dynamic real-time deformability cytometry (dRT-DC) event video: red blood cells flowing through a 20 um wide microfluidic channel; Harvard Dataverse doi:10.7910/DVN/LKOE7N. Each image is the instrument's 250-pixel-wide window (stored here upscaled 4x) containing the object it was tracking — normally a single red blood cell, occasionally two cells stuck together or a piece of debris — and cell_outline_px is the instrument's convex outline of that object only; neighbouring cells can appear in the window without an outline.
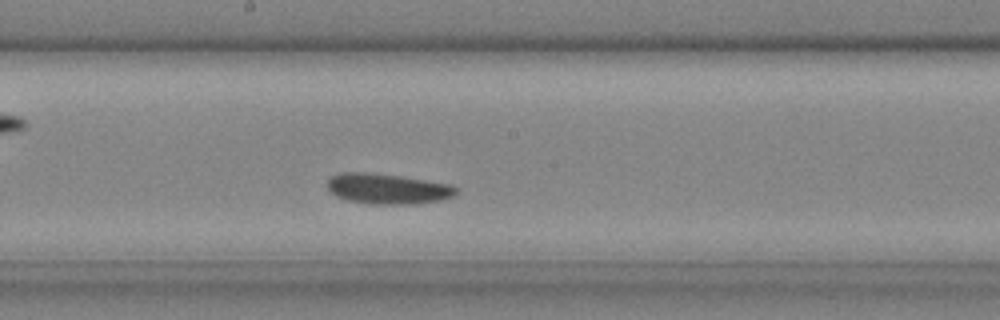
{"species": "common noctule bat (a hibernating species)", "species_latin": "Nyctalus noctula", "temperature_condition": "cold", "stored_images_in_passage": 28, "camera_frame_rate_fps": 3000, "um_per_image_px": 0.085, "animal": {"sex": "male", "body_mass_g": 20.4}, "frame": {"image": 1, "passage_image": 13, "time_ms": 4.0, "image_size_px": [1000, 320], "cell_outline_px": [[456, 192], [452, 196], [444, 200], [416, 204], [368, 204], [348, 200], [336, 196], [328, 188], [328, 180], [332, 176], [340, 172], [372, 172], [400, 176], [452, 184], [456, 188]], "centroid_in_image_um": [32.96, 16.04], "position_along_channel_um": 215.2, "area_um2": 22.95}}
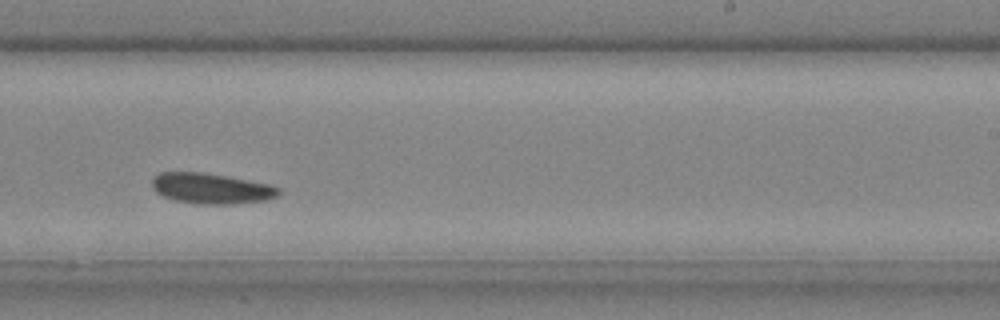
{"frame": {"image": 2, "passage_image": 16, "time_ms": 5.0, "image_size_px": [1000, 320], "cell_outline_px": [[280, 192], [276, 196], [268, 200], [232, 204], [200, 204], [176, 200], [164, 196], [156, 192], [152, 188], [152, 176], [160, 172], [204, 172], [228, 176], [268, 184], [280, 188]], "centroid_in_image_um": [17.94, 16.01], "position_along_channel_um": 271.1, "area_um2": 22.6}}